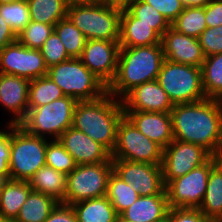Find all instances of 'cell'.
<instances>
[{"mask_svg": "<svg viewBox=\"0 0 222 222\" xmlns=\"http://www.w3.org/2000/svg\"><path fill=\"white\" fill-rule=\"evenodd\" d=\"M170 115L174 140L201 146L212 156H222L220 99L174 104Z\"/></svg>", "mask_w": 222, "mask_h": 222, "instance_id": "1", "label": "cell"}, {"mask_svg": "<svg viewBox=\"0 0 222 222\" xmlns=\"http://www.w3.org/2000/svg\"><path fill=\"white\" fill-rule=\"evenodd\" d=\"M164 60L161 43L152 46L120 47L117 72L107 87V92L121 100L136 86L157 80Z\"/></svg>", "mask_w": 222, "mask_h": 222, "instance_id": "2", "label": "cell"}, {"mask_svg": "<svg viewBox=\"0 0 222 222\" xmlns=\"http://www.w3.org/2000/svg\"><path fill=\"white\" fill-rule=\"evenodd\" d=\"M124 116L121 100L110 93L92 101H78L72 127L87 134L112 153L116 144L117 126Z\"/></svg>", "mask_w": 222, "mask_h": 222, "instance_id": "3", "label": "cell"}, {"mask_svg": "<svg viewBox=\"0 0 222 222\" xmlns=\"http://www.w3.org/2000/svg\"><path fill=\"white\" fill-rule=\"evenodd\" d=\"M122 7L103 1L72 5L67 17L87 40L119 41Z\"/></svg>", "mask_w": 222, "mask_h": 222, "instance_id": "4", "label": "cell"}, {"mask_svg": "<svg viewBox=\"0 0 222 222\" xmlns=\"http://www.w3.org/2000/svg\"><path fill=\"white\" fill-rule=\"evenodd\" d=\"M47 75L65 96L77 101L96 100L107 93V86L82 63L80 58H70L49 67Z\"/></svg>", "mask_w": 222, "mask_h": 222, "instance_id": "5", "label": "cell"}, {"mask_svg": "<svg viewBox=\"0 0 222 222\" xmlns=\"http://www.w3.org/2000/svg\"><path fill=\"white\" fill-rule=\"evenodd\" d=\"M47 137L27 133L11 124L9 171L11 180L28 181L45 164Z\"/></svg>", "mask_w": 222, "mask_h": 222, "instance_id": "6", "label": "cell"}, {"mask_svg": "<svg viewBox=\"0 0 222 222\" xmlns=\"http://www.w3.org/2000/svg\"><path fill=\"white\" fill-rule=\"evenodd\" d=\"M78 101L64 96L51 103L28 108L25 118L18 124L27 133L43 137L49 134L58 139L69 127H72L74 109Z\"/></svg>", "mask_w": 222, "mask_h": 222, "instance_id": "7", "label": "cell"}, {"mask_svg": "<svg viewBox=\"0 0 222 222\" xmlns=\"http://www.w3.org/2000/svg\"><path fill=\"white\" fill-rule=\"evenodd\" d=\"M157 82L173 104L194 103L206 99L201 67L164 60Z\"/></svg>", "mask_w": 222, "mask_h": 222, "instance_id": "8", "label": "cell"}, {"mask_svg": "<svg viewBox=\"0 0 222 222\" xmlns=\"http://www.w3.org/2000/svg\"><path fill=\"white\" fill-rule=\"evenodd\" d=\"M113 171L112 162L76 165L67 175L64 204L106 196L109 176Z\"/></svg>", "mask_w": 222, "mask_h": 222, "instance_id": "9", "label": "cell"}, {"mask_svg": "<svg viewBox=\"0 0 222 222\" xmlns=\"http://www.w3.org/2000/svg\"><path fill=\"white\" fill-rule=\"evenodd\" d=\"M112 159L161 165L163 148L141 133L124 115L117 126Z\"/></svg>", "mask_w": 222, "mask_h": 222, "instance_id": "10", "label": "cell"}, {"mask_svg": "<svg viewBox=\"0 0 222 222\" xmlns=\"http://www.w3.org/2000/svg\"><path fill=\"white\" fill-rule=\"evenodd\" d=\"M212 156L205 164L171 180L166 186L170 208H199L206 193L211 169L221 160Z\"/></svg>", "mask_w": 222, "mask_h": 222, "instance_id": "11", "label": "cell"}, {"mask_svg": "<svg viewBox=\"0 0 222 222\" xmlns=\"http://www.w3.org/2000/svg\"><path fill=\"white\" fill-rule=\"evenodd\" d=\"M211 157L212 155L201 146L173 140L163 149L161 167L165 186L171 180L205 164Z\"/></svg>", "mask_w": 222, "mask_h": 222, "instance_id": "12", "label": "cell"}, {"mask_svg": "<svg viewBox=\"0 0 222 222\" xmlns=\"http://www.w3.org/2000/svg\"><path fill=\"white\" fill-rule=\"evenodd\" d=\"M113 171L140 196L167 195L161 165L112 159Z\"/></svg>", "mask_w": 222, "mask_h": 222, "instance_id": "13", "label": "cell"}, {"mask_svg": "<svg viewBox=\"0 0 222 222\" xmlns=\"http://www.w3.org/2000/svg\"><path fill=\"white\" fill-rule=\"evenodd\" d=\"M0 70L2 74L23 77L30 81L48 73L40 49L24 47L18 41L0 51Z\"/></svg>", "mask_w": 222, "mask_h": 222, "instance_id": "14", "label": "cell"}, {"mask_svg": "<svg viewBox=\"0 0 222 222\" xmlns=\"http://www.w3.org/2000/svg\"><path fill=\"white\" fill-rule=\"evenodd\" d=\"M119 50L118 41L87 40L80 59L108 87L117 72Z\"/></svg>", "mask_w": 222, "mask_h": 222, "instance_id": "15", "label": "cell"}, {"mask_svg": "<svg viewBox=\"0 0 222 222\" xmlns=\"http://www.w3.org/2000/svg\"><path fill=\"white\" fill-rule=\"evenodd\" d=\"M124 111L170 113L174 104L157 80L136 86L121 99Z\"/></svg>", "mask_w": 222, "mask_h": 222, "instance_id": "16", "label": "cell"}, {"mask_svg": "<svg viewBox=\"0 0 222 222\" xmlns=\"http://www.w3.org/2000/svg\"><path fill=\"white\" fill-rule=\"evenodd\" d=\"M58 140L77 165L112 162L111 153L103 145L74 127H69Z\"/></svg>", "mask_w": 222, "mask_h": 222, "instance_id": "17", "label": "cell"}, {"mask_svg": "<svg viewBox=\"0 0 222 222\" xmlns=\"http://www.w3.org/2000/svg\"><path fill=\"white\" fill-rule=\"evenodd\" d=\"M166 60L201 67L205 60L198 38L189 37L170 27L161 38Z\"/></svg>", "mask_w": 222, "mask_h": 222, "instance_id": "18", "label": "cell"}, {"mask_svg": "<svg viewBox=\"0 0 222 222\" xmlns=\"http://www.w3.org/2000/svg\"><path fill=\"white\" fill-rule=\"evenodd\" d=\"M30 80L11 75L0 76V104L14 114L10 124L18 125L28 112Z\"/></svg>", "mask_w": 222, "mask_h": 222, "instance_id": "19", "label": "cell"}, {"mask_svg": "<svg viewBox=\"0 0 222 222\" xmlns=\"http://www.w3.org/2000/svg\"><path fill=\"white\" fill-rule=\"evenodd\" d=\"M124 115L141 133L163 149L174 140L170 113L124 111Z\"/></svg>", "mask_w": 222, "mask_h": 222, "instance_id": "20", "label": "cell"}, {"mask_svg": "<svg viewBox=\"0 0 222 222\" xmlns=\"http://www.w3.org/2000/svg\"><path fill=\"white\" fill-rule=\"evenodd\" d=\"M161 36L145 23L139 22L125 7L120 15V47L152 46L161 43Z\"/></svg>", "mask_w": 222, "mask_h": 222, "instance_id": "21", "label": "cell"}, {"mask_svg": "<svg viewBox=\"0 0 222 222\" xmlns=\"http://www.w3.org/2000/svg\"><path fill=\"white\" fill-rule=\"evenodd\" d=\"M167 195L140 196L120 215L131 222H156L168 215Z\"/></svg>", "mask_w": 222, "mask_h": 222, "instance_id": "22", "label": "cell"}, {"mask_svg": "<svg viewBox=\"0 0 222 222\" xmlns=\"http://www.w3.org/2000/svg\"><path fill=\"white\" fill-rule=\"evenodd\" d=\"M31 191L28 181L0 180V214L14 221Z\"/></svg>", "mask_w": 222, "mask_h": 222, "instance_id": "23", "label": "cell"}, {"mask_svg": "<svg viewBox=\"0 0 222 222\" xmlns=\"http://www.w3.org/2000/svg\"><path fill=\"white\" fill-rule=\"evenodd\" d=\"M33 191L51 196L59 203H64L67 175L44 165L29 180Z\"/></svg>", "mask_w": 222, "mask_h": 222, "instance_id": "24", "label": "cell"}, {"mask_svg": "<svg viewBox=\"0 0 222 222\" xmlns=\"http://www.w3.org/2000/svg\"><path fill=\"white\" fill-rule=\"evenodd\" d=\"M71 206L77 222H114L118 215L106 196L83 200Z\"/></svg>", "mask_w": 222, "mask_h": 222, "instance_id": "25", "label": "cell"}, {"mask_svg": "<svg viewBox=\"0 0 222 222\" xmlns=\"http://www.w3.org/2000/svg\"><path fill=\"white\" fill-rule=\"evenodd\" d=\"M198 209L205 218H222V159L210 171L206 193Z\"/></svg>", "mask_w": 222, "mask_h": 222, "instance_id": "26", "label": "cell"}, {"mask_svg": "<svg viewBox=\"0 0 222 222\" xmlns=\"http://www.w3.org/2000/svg\"><path fill=\"white\" fill-rule=\"evenodd\" d=\"M58 203L51 196L32 190L14 222H45Z\"/></svg>", "mask_w": 222, "mask_h": 222, "instance_id": "27", "label": "cell"}, {"mask_svg": "<svg viewBox=\"0 0 222 222\" xmlns=\"http://www.w3.org/2000/svg\"><path fill=\"white\" fill-rule=\"evenodd\" d=\"M202 87L206 98H222V53L205 57L201 66Z\"/></svg>", "mask_w": 222, "mask_h": 222, "instance_id": "28", "label": "cell"}, {"mask_svg": "<svg viewBox=\"0 0 222 222\" xmlns=\"http://www.w3.org/2000/svg\"><path fill=\"white\" fill-rule=\"evenodd\" d=\"M31 21L54 25L67 17L68 6L63 0H27Z\"/></svg>", "mask_w": 222, "mask_h": 222, "instance_id": "29", "label": "cell"}, {"mask_svg": "<svg viewBox=\"0 0 222 222\" xmlns=\"http://www.w3.org/2000/svg\"><path fill=\"white\" fill-rule=\"evenodd\" d=\"M106 197L111 202L115 211L120 215L130 207L139 197L131 184H127L114 171L109 176Z\"/></svg>", "mask_w": 222, "mask_h": 222, "instance_id": "30", "label": "cell"}, {"mask_svg": "<svg viewBox=\"0 0 222 222\" xmlns=\"http://www.w3.org/2000/svg\"><path fill=\"white\" fill-rule=\"evenodd\" d=\"M171 27L184 35L198 38L207 28L205 7H185Z\"/></svg>", "mask_w": 222, "mask_h": 222, "instance_id": "31", "label": "cell"}, {"mask_svg": "<svg viewBox=\"0 0 222 222\" xmlns=\"http://www.w3.org/2000/svg\"><path fill=\"white\" fill-rule=\"evenodd\" d=\"M54 32L60 38L70 58L81 57L87 39L68 17L55 24Z\"/></svg>", "mask_w": 222, "mask_h": 222, "instance_id": "32", "label": "cell"}, {"mask_svg": "<svg viewBox=\"0 0 222 222\" xmlns=\"http://www.w3.org/2000/svg\"><path fill=\"white\" fill-rule=\"evenodd\" d=\"M64 96L63 91L48 75L42 76L30 81L28 107H39Z\"/></svg>", "mask_w": 222, "mask_h": 222, "instance_id": "33", "label": "cell"}, {"mask_svg": "<svg viewBox=\"0 0 222 222\" xmlns=\"http://www.w3.org/2000/svg\"><path fill=\"white\" fill-rule=\"evenodd\" d=\"M125 8L139 19V22L150 25L161 37L171 27V24L160 12L142 0H132Z\"/></svg>", "mask_w": 222, "mask_h": 222, "instance_id": "34", "label": "cell"}, {"mask_svg": "<svg viewBox=\"0 0 222 222\" xmlns=\"http://www.w3.org/2000/svg\"><path fill=\"white\" fill-rule=\"evenodd\" d=\"M0 16L17 36L31 21L27 0L0 4Z\"/></svg>", "mask_w": 222, "mask_h": 222, "instance_id": "35", "label": "cell"}, {"mask_svg": "<svg viewBox=\"0 0 222 222\" xmlns=\"http://www.w3.org/2000/svg\"><path fill=\"white\" fill-rule=\"evenodd\" d=\"M45 164L66 175L71 173L77 165L58 139L47 142Z\"/></svg>", "mask_w": 222, "mask_h": 222, "instance_id": "36", "label": "cell"}, {"mask_svg": "<svg viewBox=\"0 0 222 222\" xmlns=\"http://www.w3.org/2000/svg\"><path fill=\"white\" fill-rule=\"evenodd\" d=\"M54 31V25L30 21L17 35V41L24 47L40 49Z\"/></svg>", "mask_w": 222, "mask_h": 222, "instance_id": "37", "label": "cell"}, {"mask_svg": "<svg viewBox=\"0 0 222 222\" xmlns=\"http://www.w3.org/2000/svg\"><path fill=\"white\" fill-rule=\"evenodd\" d=\"M40 51L48 68L70 59L66 48L54 31L44 42L43 46L40 48Z\"/></svg>", "mask_w": 222, "mask_h": 222, "instance_id": "38", "label": "cell"}, {"mask_svg": "<svg viewBox=\"0 0 222 222\" xmlns=\"http://www.w3.org/2000/svg\"><path fill=\"white\" fill-rule=\"evenodd\" d=\"M198 40L205 57L222 53V26L207 27Z\"/></svg>", "mask_w": 222, "mask_h": 222, "instance_id": "39", "label": "cell"}, {"mask_svg": "<svg viewBox=\"0 0 222 222\" xmlns=\"http://www.w3.org/2000/svg\"><path fill=\"white\" fill-rule=\"evenodd\" d=\"M6 126L9 131L0 130V180H10L11 124Z\"/></svg>", "mask_w": 222, "mask_h": 222, "instance_id": "40", "label": "cell"}, {"mask_svg": "<svg viewBox=\"0 0 222 222\" xmlns=\"http://www.w3.org/2000/svg\"><path fill=\"white\" fill-rule=\"evenodd\" d=\"M153 6L171 24L184 10L185 6L181 0H142Z\"/></svg>", "mask_w": 222, "mask_h": 222, "instance_id": "41", "label": "cell"}, {"mask_svg": "<svg viewBox=\"0 0 222 222\" xmlns=\"http://www.w3.org/2000/svg\"><path fill=\"white\" fill-rule=\"evenodd\" d=\"M198 208H170V222H204Z\"/></svg>", "mask_w": 222, "mask_h": 222, "instance_id": "42", "label": "cell"}, {"mask_svg": "<svg viewBox=\"0 0 222 222\" xmlns=\"http://www.w3.org/2000/svg\"><path fill=\"white\" fill-rule=\"evenodd\" d=\"M45 222H77L72 206L58 203Z\"/></svg>", "mask_w": 222, "mask_h": 222, "instance_id": "43", "label": "cell"}, {"mask_svg": "<svg viewBox=\"0 0 222 222\" xmlns=\"http://www.w3.org/2000/svg\"><path fill=\"white\" fill-rule=\"evenodd\" d=\"M205 21L207 27L222 26V0H211L205 6Z\"/></svg>", "mask_w": 222, "mask_h": 222, "instance_id": "44", "label": "cell"}, {"mask_svg": "<svg viewBox=\"0 0 222 222\" xmlns=\"http://www.w3.org/2000/svg\"><path fill=\"white\" fill-rule=\"evenodd\" d=\"M17 41V36L0 16V51L7 45Z\"/></svg>", "mask_w": 222, "mask_h": 222, "instance_id": "45", "label": "cell"}, {"mask_svg": "<svg viewBox=\"0 0 222 222\" xmlns=\"http://www.w3.org/2000/svg\"><path fill=\"white\" fill-rule=\"evenodd\" d=\"M185 7H205L211 0H181Z\"/></svg>", "mask_w": 222, "mask_h": 222, "instance_id": "46", "label": "cell"}, {"mask_svg": "<svg viewBox=\"0 0 222 222\" xmlns=\"http://www.w3.org/2000/svg\"><path fill=\"white\" fill-rule=\"evenodd\" d=\"M64 3L69 7L77 4H87L93 2V0H63Z\"/></svg>", "mask_w": 222, "mask_h": 222, "instance_id": "47", "label": "cell"}, {"mask_svg": "<svg viewBox=\"0 0 222 222\" xmlns=\"http://www.w3.org/2000/svg\"><path fill=\"white\" fill-rule=\"evenodd\" d=\"M132 0H107V3L109 4H115L121 7H125L129 2Z\"/></svg>", "mask_w": 222, "mask_h": 222, "instance_id": "48", "label": "cell"}, {"mask_svg": "<svg viewBox=\"0 0 222 222\" xmlns=\"http://www.w3.org/2000/svg\"><path fill=\"white\" fill-rule=\"evenodd\" d=\"M204 222H222V218H205Z\"/></svg>", "mask_w": 222, "mask_h": 222, "instance_id": "49", "label": "cell"}, {"mask_svg": "<svg viewBox=\"0 0 222 222\" xmlns=\"http://www.w3.org/2000/svg\"><path fill=\"white\" fill-rule=\"evenodd\" d=\"M114 222H131V221H128L127 219H125L121 215H117V217L115 218Z\"/></svg>", "mask_w": 222, "mask_h": 222, "instance_id": "50", "label": "cell"}, {"mask_svg": "<svg viewBox=\"0 0 222 222\" xmlns=\"http://www.w3.org/2000/svg\"><path fill=\"white\" fill-rule=\"evenodd\" d=\"M156 222H170V209L167 216Z\"/></svg>", "mask_w": 222, "mask_h": 222, "instance_id": "51", "label": "cell"}, {"mask_svg": "<svg viewBox=\"0 0 222 222\" xmlns=\"http://www.w3.org/2000/svg\"><path fill=\"white\" fill-rule=\"evenodd\" d=\"M21 0H0V4H6V3H13V2H18Z\"/></svg>", "mask_w": 222, "mask_h": 222, "instance_id": "52", "label": "cell"}, {"mask_svg": "<svg viewBox=\"0 0 222 222\" xmlns=\"http://www.w3.org/2000/svg\"><path fill=\"white\" fill-rule=\"evenodd\" d=\"M0 222H14V221L11 219H7L3 215L0 214Z\"/></svg>", "mask_w": 222, "mask_h": 222, "instance_id": "53", "label": "cell"}, {"mask_svg": "<svg viewBox=\"0 0 222 222\" xmlns=\"http://www.w3.org/2000/svg\"><path fill=\"white\" fill-rule=\"evenodd\" d=\"M93 1H103V2L107 3V0H93Z\"/></svg>", "mask_w": 222, "mask_h": 222, "instance_id": "54", "label": "cell"}]
</instances>
